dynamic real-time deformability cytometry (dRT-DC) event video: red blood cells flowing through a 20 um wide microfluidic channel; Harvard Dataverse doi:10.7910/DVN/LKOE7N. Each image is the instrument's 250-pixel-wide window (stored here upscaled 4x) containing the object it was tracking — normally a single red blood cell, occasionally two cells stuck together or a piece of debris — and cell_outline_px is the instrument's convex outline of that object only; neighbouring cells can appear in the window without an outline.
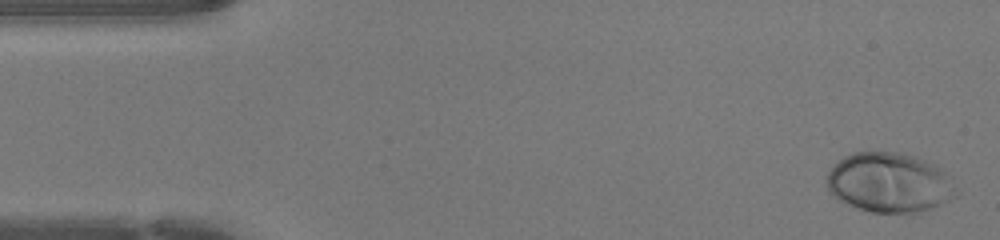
{"species": "human", "species_latin": "Homo sapiens", "temperature_condition": "warm", "stored_images_in_passage": 46, "camera_frame_rate_fps": 3000, "um_per_image_px": 0.085, "donor": {"sex": "female"}, "frame": {"image": 1, "passage_image": 1, "time_ms": 0.0, "image_size_px": [1000, 240], "cell_outline_px": [[960, 192], [956, 196], [940, 204], [916, 212], [872, 212], [836, 200], [828, 192], [828, 172], [844, 156], [852, 152], [900, 152], [916, 156], [940, 168], [944, 172]], "centroid_in_image_um": [75.58, 15.51], "position_along_channel_um": 9.4, "area_um2": 44.68}}
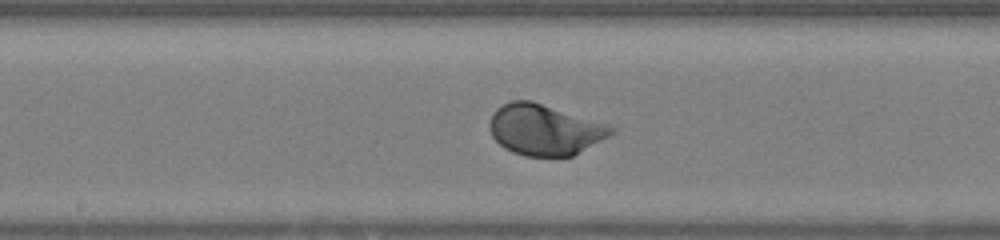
{"frame": {"image": 2, "passage_image": 23, "time_ms": 7.333, "image_size_px": [1000, 240], "cell_outline_px": [[616, 132], [572, 156], [524, 156], [512, 152], [504, 148], [492, 136], [488, 128], [488, 124], [492, 112], [496, 108], [512, 100], [532, 100], [608, 124], [616, 128]], "centroid_in_image_um": [46.27, 11.01], "position_along_channel_um": 201.9, "area_um2": 36.18}}
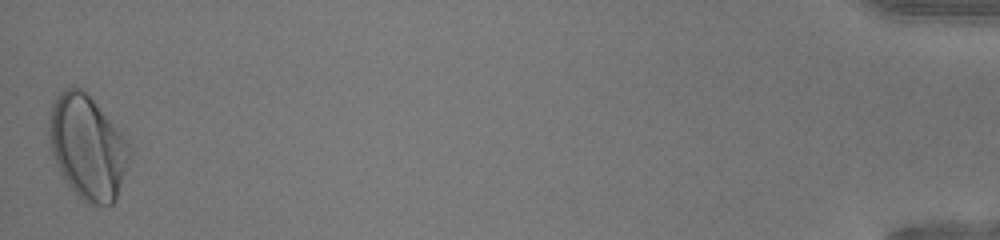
{"frame": {"image": 3, "passage_image": 46, "time_ms": 15.0, "image_size_px": [1000, 240], "cell_outline_px": [[132, 148], [116, 200], [112, 204], [88, 204], [64, 180], [56, 164], [48, 140], [48, 112], [56, 96], [64, 88], [72, 84], [84, 88]], "centroid_in_image_um": [7.39, 12.45], "position_along_channel_um": 427.8, "area_um2": 48.67}, "authors_computed_cell_mechanics": {"area_um2": 35.5181, "velocity_mm_per_s": 4.2713, "shape_relaxation_time_tau1_ms": 1.8873, "shape_relaxation_time_tau2_ms": null, "deformation_change_tau1": 0.1517, "deformation_change_tau2": null}}